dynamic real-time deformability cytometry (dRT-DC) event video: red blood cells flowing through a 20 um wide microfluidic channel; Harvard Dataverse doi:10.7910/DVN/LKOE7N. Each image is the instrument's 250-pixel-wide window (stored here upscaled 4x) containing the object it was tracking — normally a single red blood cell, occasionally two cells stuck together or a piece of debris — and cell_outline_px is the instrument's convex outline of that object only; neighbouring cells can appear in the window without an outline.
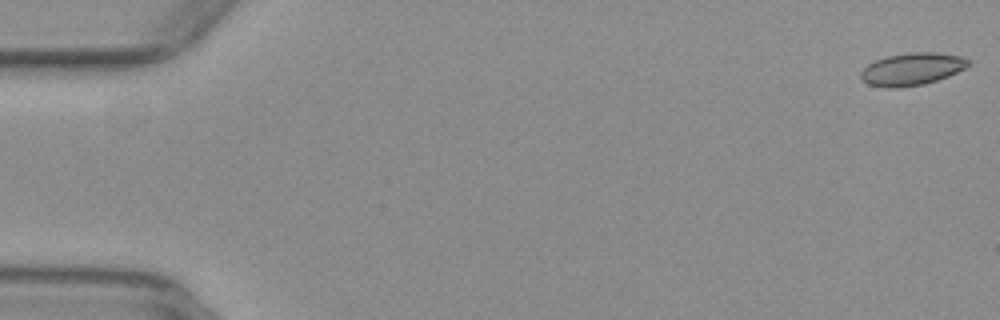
{"species": "common noctule bat (a hibernating species)", "species_latin": "Nyctalus noctula", "temperature_condition": "warm", "stored_images_in_passage": 16, "camera_frame_rate_fps": 3000, "um_per_image_px": 0.085, "animal": {"sex": "female", "body_mass_g": 29.2, "forearm_length_mm": 56.3}, "frame": {"image": 1, "passage_image": 1, "time_ms": 0.0, "image_size_px": [1000, 320], "cell_outline_px": [[968, 64], [964, 68], [948, 76], [924, 84], [896, 88], [888, 88], [868, 84], [860, 76], [860, 72], [868, 64], [876, 60], [888, 56], [912, 52], [936, 52], [960, 56], [968, 60]], "centroid_in_image_um": [77.49, 5.87], "position_along_channel_um": 7.5, "area_um2": 20.0}}
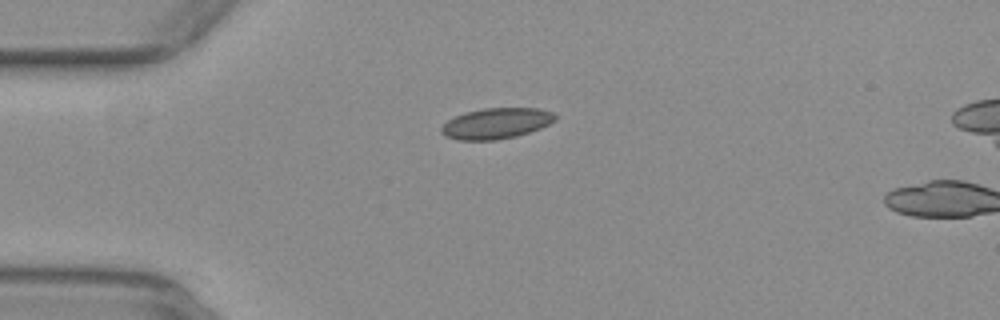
{"frame": {"image": 2, "passage_image": 14, "time_ms": 4.333, "image_size_px": [1000, 320], "cell_outline_px": [[556, 120], [540, 128], [516, 136], [496, 140], [456, 140], [444, 136], [440, 132], [440, 128], [448, 120], [464, 112], [484, 108], [540, 108], [556, 112]], "centroid_in_image_um": [42.18, 10.48], "position_along_channel_um": 42.8, "area_um2": 20.58}}